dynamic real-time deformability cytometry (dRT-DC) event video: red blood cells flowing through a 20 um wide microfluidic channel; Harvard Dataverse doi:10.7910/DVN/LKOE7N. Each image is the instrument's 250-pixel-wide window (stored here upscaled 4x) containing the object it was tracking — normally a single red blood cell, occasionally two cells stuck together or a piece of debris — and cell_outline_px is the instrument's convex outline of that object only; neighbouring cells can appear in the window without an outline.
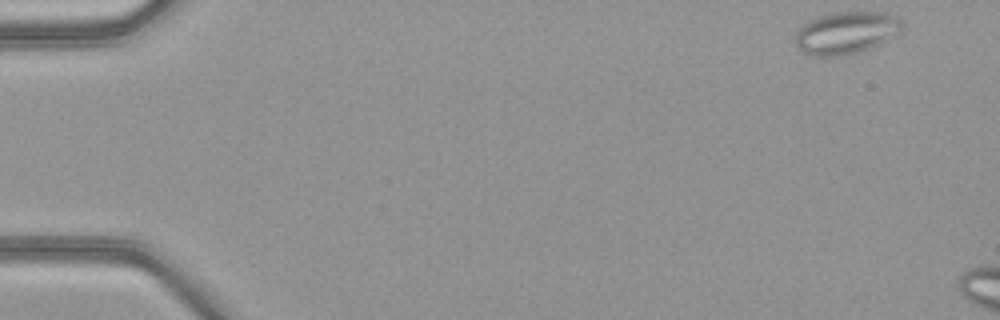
{"species": "common noctule bat (a hibernating species)", "species_latin": "Nyctalus noctula", "temperature_condition": "warm", "stored_images_in_passage": 7, "camera_frame_rate_fps": 3000, "um_per_image_px": 0.085, "animal": {"sex": "female", "body_mass_g": 21.9}, "frame": {"image": 1, "passage_image": 1, "time_ms": 0.0, "image_size_px": [1000, 320], "cell_outline_px": [[904, 28], [900, 32], [888, 40], [880, 44], [856, 52], [836, 56], [812, 56], [796, 48], [796, 32], [800, 24], [816, 16], [836, 12], [884, 12], [896, 16], [904, 24]], "centroid_in_image_um": [71.91, 2.77], "position_along_channel_um": 13.1, "area_um2": 26.59}}